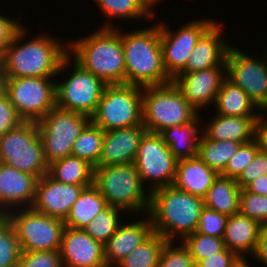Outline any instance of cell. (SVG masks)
<instances>
[{"label": "cell", "mask_w": 267, "mask_h": 267, "mask_svg": "<svg viewBox=\"0 0 267 267\" xmlns=\"http://www.w3.org/2000/svg\"><path fill=\"white\" fill-rule=\"evenodd\" d=\"M27 28L23 25L3 51L4 77L56 78L62 60L68 55V43L64 45L49 32H41L25 42Z\"/></svg>", "instance_id": "cell-1"}, {"label": "cell", "mask_w": 267, "mask_h": 267, "mask_svg": "<svg viewBox=\"0 0 267 267\" xmlns=\"http://www.w3.org/2000/svg\"><path fill=\"white\" fill-rule=\"evenodd\" d=\"M119 29V30H118ZM68 43V55L106 85L125 84V60L120 28H98Z\"/></svg>", "instance_id": "cell-2"}, {"label": "cell", "mask_w": 267, "mask_h": 267, "mask_svg": "<svg viewBox=\"0 0 267 267\" xmlns=\"http://www.w3.org/2000/svg\"><path fill=\"white\" fill-rule=\"evenodd\" d=\"M204 199L172 186L150 193V216L153 231L167 241L183 240L197 231ZM177 237V238H176Z\"/></svg>", "instance_id": "cell-3"}, {"label": "cell", "mask_w": 267, "mask_h": 267, "mask_svg": "<svg viewBox=\"0 0 267 267\" xmlns=\"http://www.w3.org/2000/svg\"><path fill=\"white\" fill-rule=\"evenodd\" d=\"M121 31L125 60V84L141 87L172 82L163 65L160 25Z\"/></svg>", "instance_id": "cell-4"}, {"label": "cell", "mask_w": 267, "mask_h": 267, "mask_svg": "<svg viewBox=\"0 0 267 267\" xmlns=\"http://www.w3.org/2000/svg\"><path fill=\"white\" fill-rule=\"evenodd\" d=\"M93 184L107 205L129 213L127 217L135 213L136 217L148 214L150 192L143 186L134 163L95 166Z\"/></svg>", "instance_id": "cell-5"}, {"label": "cell", "mask_w": 267, "mask_h": 267, "mask_svg": "<svg viewBox=\"0 0 267 267\" xmlns=\"http://www.w3.org/2000/svg\"><path fill=\"white\" fill-rule=\"evenodd\" d=\"M198 115L173 81L143 87L142 122L147 132L159 133L172 126L187 124Z\"/></svg>", "instance_id": "cell-6"}, {"label": "cell", "mask_w": 267, "mask_h": 267, "mask_svg": "<svg viewBox=\"0 0 267 267\" xmlns=\"http://www.w3.org/2000/svg\"><path fill=\"white\" fill-rule=\"evenodd\" d=\"M65 69L71 73L68 78L64 76V80L56 82V107L91 118L97 110L106 84L82 68L69 55L60 64L58 77Z\"/></svg>", "instance_id": "cell-7"}, {"label": "cell", "mask_w": 267, "mask_h": 267, "mask_svg": "<svg viewBox=\"0 0 267 267\" xmlns=\"http://www.w3.org/2000/svg\"><path fill=\"white\" fill-rule=\"evenodd\" d=\"M142 91L137 85H106L91 121L104 131L143 124Z\"/></svg>", "instance_id": "cell-8"}, {"label": "cell", "mask_w": 267, "mask_h": 267, "mask_svg": "<svg viewBox=\"0 0 267 267\" xmlns=\"http://www.w3.org/2000/svg\"><path fill=\"white\" fill-rule=\"evenodd\" d=\"M8 222L13 226L21 251H60L65 223L63 220L32 207L9 211Z\"/></svg>", "instance_id": "cell-9"}, {"label": "cell", "mask_w": 267, "mask_h": 267, "mask_svg": "<svg viewBox=\"0 0 267 267\" xmlns=\"http://www.w3.org/2000/svg\"><path fill=\"white\" fill-rule=\"evenodd\" d=\"M56 78L4 77V92L19 117L39 122L56 106Z\"/></svg>", "instance_id": "cell-10"}, {"label": "cell", "mask_w": 267, "mask_h": 267, "mask_svg": "<svg viewBox=\"0 0 267 267\" xmlns=\"http://www.w3.org/2000/svg\"><path fill=\"white\" fill-rule=\"evenodd\" d=\"M0 162L38 178L48 173L37 122H22L0 137Z\"/></svg>", "instance_id": "cell-11"}, {"label": "cell", "mask_w": 267, "mask_h": 267, "mask_svg": "<svg viewBox=\"0 0 267 267\" xmlns=\"http://www.w3.org/2000/svg\"><path fill=\"white\" fill-rule=\"evenodd\" d=\"M90 121L84 114L55 106L37 122L46 163L71 156L74 141Z\"/></svg>", "instance_id": "cell-12"}, {"label": "cell", "mask_w": 267, "mask_h": 267, "mask_svg": "<svg viewBox=\"0 0 267 267\" xmlns=\"http://www.w3.org/2000/svg\"><path fill=\"white\" fill-rule=\"evenodd\" d=\"M134 164L143 186L146 188L150 185L147 187L150 193L158 188L173 185L177 160L158 133H145Z\"/></svg>", "instance_id": "cell-13"}, {"label": "cell", "mask_w": 267, "mask_h": 267, "mask_svg": "<svg viewBox=\"0 0 267 267\" xmlns=\"http://www.w3.org/2000/svg\"><path fill=\"white\" fill-rule=\"evenodd\" d=\"M216 22L213 18H198L171 30L167 22L159 21L163 65L173 80L186 66L200 37Z\"/></svg>", "instance_id": "cell-14"}, {"label": "cell", "mask_w": 267, "mask_h": 267, "mask_svg": "<svg viewBox=\"0 0 267 267\" xmlns=\"http://www.w3.org/2000/svg\"><path fill=\"white\" fill-rule=\"evenodd\" d=\"M240 50L229 47L226 77L241 87L262 112H267V54L264 52L260 58Z\"/></svg>", "instance_id": "cell-15"}, {"label": "cell", "mask_w": 267, "mask_h": 267, "mask_svg": "<svg viewBox=\"0 0 267 267\" xmlns=\"http://www.w3.org/2000/svg\"><path fill=\"white\" fill-rule=\"evenodd\" d=\"M225 78L226 67H214L191 73H179L172 81L189 104L196 111L202 112L214 105Z\"/></svg>", "instance_id": "cell-16"}, {"label": "cell", "mask_w": 267, "mask_h": 267, "mask_svg": "<svg viewBox=\"0 0 267 267\" xmlns=\"http://www.w3.org/2000/svg\"><path fill=\"white\" fill-rule=\"evenodd\" d=\"M84 188L83 185L58 182L47 173L38 179L32 208L65 221Z\"/></svg>", "instance_id": "cell-17"}, {"label": "cell", "mask_w": 267, "mask_h": 267, "mask_svg": "<svg viewBox=\"0 0 267 267\" xmlns=\"http://www.w3.org/2000/svg\"><path fill=\"white\" fill-rule=\"evenodd\" d=\"M38 179L0 162V212L32 207Z\"/></svg>", "instance_id": "cell-18"}, {"label": "cell", "mask_w": 267, "mask_h": 267, "mask_svg": "<svg viewBox=\"0 0 267 267\" xmlns=\"http://www.w3.org/2000/svg\"><path fill=\"white\" fill-rule=\"evenodd\" d=\"M60 253L63 267H107L104 246L83 229L65 227Z\"/></svg>", "instance_id": "cell-19"}, {"label": "cell", "mask_w": 267, "mask_h": 267, "mask_svg": "<svg viewBox=\"0 0 267 267\" xmlns=\"http://www.w3.org/2000/svg\"><path fill=\"white\" fill-rule=\"evenodd\" d=\"M142 217L140 221L134 219H130L128 223L123 221L104 245V259L107 267H115L154 233L150 216L147 214Z\"/></svg>", "instance_id": "cell-20"}, {"label": "cell", "mask_w": 267, "mask_h": 267, "mask_svg": "<svg viewBox=\"0 0 267 267\" xmlns=\"http://www.w3.org/2000/svg\"><path fill=\"white\" fill-rule=\"evenodd\" d=\"M146 132L143 124L105 131L102 153L96 166L134 163L140 141Z\"/></svg>", "instance_id": "cell-21"}, {"label": "cell", "mask_w": 267, "mask_h": 267, "mask_svg": "<svg viewBox=\"0 0 267 267\" xmlns=\"http://www.w3.org/2000/svg\"><path fill=\"white\" fill-rule=\"evenodd\" d=\"M223 26L217 21L200 37L180 73H191L214 67H226L229 47L223 37Z\"/></svg>", "instance_id": "cell-22"}, {"label": "cell", "mask_w": 267, "mask_h": 267, "mask_svg": "<svg viewBox=\"0 0 267 267\" xmlns=\"http://www.w3.org/2000/svg\"><path fill=\"white\" fill-rule=\"evenodd\" d=\"M262 225L254 219L240 213L227 217L223 236L225 247L236 253L242 260L253 256Z\"/></svg>", "instance_id": "cell-23"}, {"label": "cell", "mask_w": 267, "mask_h": 267, "mask_svg": "<svg viewBox=\"0 0 267 267\" xmlns=\"http://www.w3.org/2000/svg\"><path fill=\"white\" fill-rule=\"evenodd\" d=\"M219 173L198 156L177 161L173 186L194 196L205 198Z\"/></svg>", "instance_id": "cell-24"}, {"label": "cell", "mask_w": 267, "mask_h": 267, "mask_svg": "<svg viewBox=\"0 0 267 267\" xmlns=\"http://www.w3.org/2000/svg\"><path fill=\"white\" fill-rule=\"evenodd\" d=\"M259 116H223L214 114L202 133L214 141L247 143L254 139V125Z\"/></svg>", "instance_id": "cell-25"}, {"label": "cell", "mask_w": 267, "mask_h": 267, "mask_svg": "<svg viewBox=\"0 0 267 267\" xmlns=\"http://www.w3.org/2000/svg\"><path fill=\"white\" fill-rule=\"evenodd\" d=\"M201 118L199 114L192 122L172 126L158 133L177 161L198 155V144L204 125L201 124Z\"/></svg>", "instance_id": "cell-26"}, {"label": "cell", "mask_w": 267, "mask_h": 267, "mask_svg": "<svg viewBox=\"0 0 267 267\" xmlns=\"http://www.w3.org/2000/svg\"><path fill=\"white\" fill-rule=\"evenodd\" d=\"M213 106L215 114L223 116H260L263 113L246 92L227 77L221 84Z\"/></svg>", "instance_id": "cell-27"}, {"label": "cell", "mask_w": 267, "mask_h": 267, "mask_svg": "<svg viewBox=\"0 0 267 267\" xmlns=\"http://www.w3.org/2000/svg\"><path fill=\"white\" fill-rule=\"evenodd\" d=\"M99 10L104 14L106 22L99 28H116L114 22L116 20H145L155 18L156 12L146 0H92ZM115 19V20H114ZM113 24H112V23ZM112 24V25H111Z\"/></svg>", "instance_id": "cell-28"}, {"label": "cell", "mask_w": 267, "mask_h": 267, "mask_svg": "<svg viewBox=\"0 0 267 267\" xmlns=\"http://www.w3.org/2000/svg\"><path fill=\"white\" fill-rule=\"evenodd\" d=\"M240 191L235 179L219 174L204 198L205 207L227 216L237 214Z\"/></svg>", "instance_id": "cell-29"}, {"label": "cell", "mask_w": 267, "mask_h": 267, "mask_svg": "<svg viewBox=\"0 0 267 267\" xmlns=\"http://www.w3.org/2000/svg\"><path fill=\"white\" fill-rule=\"evenodd\" d=\"M107 206L106 200L94 184L85 187L64 221L65 226L73 229H84Z\"/></svg>", "instance_id": "cell-30"}, {"label": "cell", "mask_w": 267, "mask_h": 267, "mask_svg": "<svg viewBox=\"0 0 267 267\" xmlns=\"http://www.w3.org/2000/svg\"><path fill=\"white\" fill-rule=\"evenodd\" d=\"M48 174L64 184L88 187L93 184L94 167L86 160L71 155L49 164Z\"/></svg>", "instance_id": "cell-31"}, {"label": "cell", "mask_w": 267, "mask_h": 267, "mask_svg": "<svg viewBox=\"0 0 267 267\" xmlns=\"http://www.w3.org/2000/svg\"><path fill=\"white\" fill-rule=\"evenodd\" d=\"M243 143L235 141H214L201 134L198 144V157L211 169L221 174L230 158Z\"/></svg>", "instance_id": "cell-32"}, {"label": "cell", "mask_w": 267, "mask_h": 267, "mask_svg": "<svg viewBox=\"0 0 267 267\" xmlns=\"http://www.w3.org/2000/svg\"><path fill=\"white\" fill-rule=\"evenodd\" d=\"M105 131L90 121L74 141L72 155L95 167L102 153Z\"/></svg>", "instance_id": "cell-33"}, {"label": "cell", "mask_w": 267, "mask_h": 267, "mask_svg": "<svg viewBox=\"0 0 267 267\" xmlns=\"http://www.w3.org/2000/svg\"><path fill=\"white\" fill-rule=\"evenodd\" d=\"M166 241L161 235L154 232L146 241L134 248L115 267H157Z\"/></svg>", "instance_id": "cell-34"}, {"label": "cell", "mask_w": 267, "mask_h": 267, "mask_svg": "<svg viewBox=\"0 0 267 267\" xmlns=\"http://www.w3.org/2000/svg\"><path fill=\"white\" fill-rule=\"evenodd\" d=\"M117 207L107 206L98 213L89 224L84 227V231L89 234L95 241L103 246L116 232L118 226L125 220H120L122 214L127 215ZM122 212V213H121Z\"/></svg>", "instance_id": "cell-35"}, {"label": "cell", "mask_w": 267, "mask_h": 267, "mask_svg": "<svg viewBox=\"0 0 267 267\" xmlns=\"http://www.w3.org/2000/svg\"><path fill=\"white\" fill-rule=\"evenodd\" d=\"M195 264L204 258L221 253L226 247L223 238L204 235L197 231L182 240Z\"/></svg>", "instance_id": "cell-36"}, {"label": "cell", "mask_w": 267, "mask_h": 267, "mask_svg": "<svg viewBox=\"0 0 267 267\" xmlns=\"http://www.w3.org/2000/svg\"><path fill=\"white\" fill-rule=\"evenodd\" d=\"M21 252L15 230L7 220L0 227V267H17Z\"/></svg>", "instance_id": "cell-37"}, {"label": "cell", "mask_w": 267, "mask_h": 267, "mask_svg": "<svg viewBox=\"0 0 267 267\" xmlns=\"http://www.w3.org/2000/svg\"><path fill=\"white\" fill-rule=\"evenodd\" d=\"M239 213L256 220L262 226L267 225V196L241 189L239 197Z\"/></svg>", "instance_id": "cell-38"}, {"label": "cell", "mask_w": 267, "mask_h": 267, "mask_svg": "<svg viewBox=\"0 0 267 267\" xmlns=\"http://www.w3.org/2000/svg\"><path fill=\"white\" fill-rule=\"evenodd\" d=\"M174 242H165L157 267H195V262L183 242Z\"/></svg>", "instance_id": "cell-39"}, {"label": "cell", "mask_w": 267, "mask_h": 267, "mask_svg": "<svg viewBox=\"0 0 267 267\" xmlns=\"http://www.w3.org/2000/svg\"><path fill=\"white\" fill-rule=\"evenodd\" d=\"M258 151V145L254 139L250 142L243 143L239 150L230 158L221 175L236 180L243 169L253 161Z\"/></svg>", "instance_id": "cell-40"}, {"label": "cell", "mask_w": 267, "mask_h": 267, "mask_svg": "<svg viewBox=\"0 0 267 267\" xmlns=\"http://www.w3.org/2000/svg\"><path fill=\"white\" fill-rule=\"evenodd\" d=\"M17 267H63L60 251H22Z\"/></svg>", "instance_id": "cell-41"}, {"label": "cell", "mask_w": 267, "mask_h": 267, "mask_svg": "<svg viewBox=\"0 0 267 267\" xmlns=\"http://www.w3.org/2000/svg\"><path fill=\"white\" fill-rule=\"evenodd\" d=\"M227 215L204 208L201 212L197 232L214 237L223 238Z\"/></svg>", "instance_id": "cell-42"}, {"label": "cell", "mask_w": 267, "mask_h": 267, "mask_svg": "<svg viewBox=\"0 0 267 267\" xmlns=\"http://www.w3.org/2000/svg\"><path fill=\"white\" fill-rule=\"evenodd\" d=\"M267 174V154L258 151L253 161L250 162L236 179L240 189H244L250 182L257 177Z\"/></svg>", "instance_id": "cell-43"}, {"label": "cell", "mask_w": 267, "mask_h": 267, "mask_svg": "<svg viewBox=\"0 0 267 267\" xmlns=\"http://www.w3.org/2000/svg\"><path fill=\"white\" fill-rule=\"evenodd\" d=\"M24 122L17 114L14 106L10 103L8 95L0 93V137L8 131L17 128Z\"/></svg>", "instance_id": "cell-44"}, {"label": "cell", "mask_w": 267, "mask_h": 267, "mask_svg": "<svg viewBox=\"0 0 267 267\" xmlns=\"http://www.w3.org/2000/svg\"><path fill=\"white\" fill-rule=\"evenodd\" d=\"M243 262L236 253L225 248L221 253L199 260L195 267H238Z\"/></svg>", "instance_id": "cell-45"}, {"label": "cell", "mask_w": 267, "mask_h": 267, "mask_svg": "<svg viewBox=\"0 0 267 267\" xmlns=\"http://www.w3.org/2000/svg\"><path fill=\"white\" fill-rule=\"evenodd\" d=\"M0 13V51H4L11 43L17 31L24 25L20 17L12 18ZM20 20V22H19Z\"/></svg>", "instance_id": "cell-46"}, {"label": "cell", "mask_w": 267, "mask_h": 267, "mask_svg": "<svg viewBox=\"0 0 267 267\" xmlns=\"http://www.w3.org/2000/svg\"><path fill=\"white\" fill-rule=\"evenodd\" d=\"M254 140L259 151L267 154V112H263L255 121Z\"/></svg>", "instance_id": "cell-47"}, {"label": "cell", "mask_w": 267, "mask_h": 267, "mask_svg": "<svg viewBox=\"0 0 267 267\" xmlns=\"http://www.w3.org/2000/svg\"><path fill=\"white\" fill-rule=\"evenodd\" d=\"M252 257L267 267V225L261 228L257 248Z\"/></svg>", "instance_id": "cell-48"}, {"label": "cell", "mask_w": 267, "mask_h": 267, "mask_svg": "<svg viewBox=\"0 0 267 267\" xmlns=\"http://www.w3.org/2000/svg\"><path fill=\"white\" fill-rule=\"evenodd\" d=\"M245 189L248 192L267 196V174L257 177L255 180L250 182Z\"/></svg>", "instance_id": "cell-49"}, {"label": "cell", "mask_w": 267, "mask_h": 267, "mask_svg": "<svg viewBox=\"0 0 267 267\" xmlns=\"http://www.w3.org/2000/svg\"><path fill=\"white\" fill-rule=\"evenodd\" d=\"M150 6L154 9V7L157 5V4H161L160 2H162V0H146ZM164 2V0H163Z\"/></svg>", "instance_id": "cell-50"}, {"label": "cell", "mask_w": 267, "mask_h": 267, "mask_svg": "<svg viewBox=\"0 0 267 267\" xmlns=\"http://www.w3.org/2000/svg\"><path fill=\"white\" fill-rule=\"evenodd\" d=\"M7 221V215L3 212H0V227Z\"/></svg>", "instance_id": "cell-51"}, {"label": "cell", "mask_w": 267, "mask_h": 267, "mask_svg": "<svg viewBox=\"0 0 267 267\" xmlns=\"http://www.w3.org/2000/svg\"><path fill=\"white\" fill-rule=\"evenodd\" d=\"M4 90V75L3 72H0V93Z\"/></svg>", "instance_id": "cell-52"}, {"label": "cell", "mask_w": 267, "mask_h": 267, "mask_svg": "<svg viewBox=\"0 0 267 267\" xmlns=\"http://www.w3.org/2000/svg\"><path fill=\"white\" fill-rule=\"evenodd\" d=\"M250 263H248L247 261H244L241 265H239L238 267H251L252 265H249Z\"/></svg>", "instance_id": "cell-53"}, {"label": "cell", "mask_w": 267, "mask_h": 267, "mask_svg": "<svg viewBox=\"0 0 267 267\" xmlns=\"http://www.w3.org/2000/svg\"><path fill=\"white\" fill-rule=\"evenodd\" d=\"M2 56H3V52L0 51V72H3V70H2Z\"/></svg>", "instance_id": "cell-54"}, {"label": "cell", "mask_w": 267, "mask_h": 267, "mask_svg": "<svg viewBox=\"0 0 267 267\" xmlns=\"http://www.w3.org/2000/svg\"><path fill=\"white\" fill-rule=\"evenodd\" d=\"M264 50H265L264 52L267 54V45L265 46V49Z\"/></svg>", "instance_id": "cell-55"}]
</instances>
